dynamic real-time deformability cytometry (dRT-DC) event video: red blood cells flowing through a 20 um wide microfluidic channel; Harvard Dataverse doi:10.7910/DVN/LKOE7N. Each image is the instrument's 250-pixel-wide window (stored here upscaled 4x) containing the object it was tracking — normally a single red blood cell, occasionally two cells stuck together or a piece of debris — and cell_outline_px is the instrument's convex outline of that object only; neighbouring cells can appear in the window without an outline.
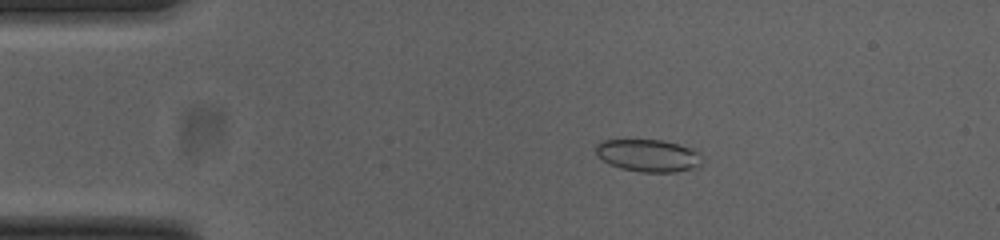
{"species": "common noctule bat (a hibernating species)", "species_latin": "Nyctalus noctula", "temperature_condition": "cold", "stored_images_in_passage": 52, "camera_frame_rate_fps": 3000, "um_per_image_px": 0.085, "animal": {"sex": "female", "body_mass_g": 23.0, "forearm_length_mm": 53.4}, "frame": {"image": 1, "passage_image": 9, "time_ms": 2.667, "image_size_px": [1000, 240], "cell_outline_px": [[696, 168], [676, 172], [640, 172], [620, 168], [608, 164], [596, 156], [596, 144], [604, 140], [664, 140], [688, 148], [696, 152]], "centroid_in_image_um": [54.96, 13.22], "position_along_channel_um": 30.0, "area_um2": 19.59}}
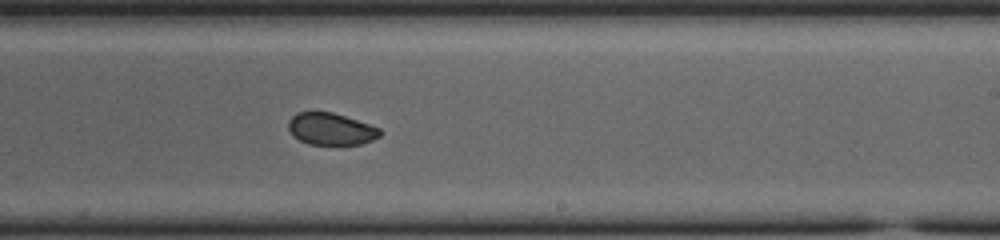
{"frame": {"image": 2, "passage_image": 31, "time_ms": 10.0, "image_size_px": [1000, 240], "cell_outline_px": [[384, 132], [380, 136], [372, 140], [360, 144], [308, 144], [292, 136], [288, 128], [288, 120], [296, 112], [332, 112], [380, 128]], "centroid_in_image_um": [28.11, 10.96], "position_along_channel_um": 260.9, "area_um2": 17.05}}
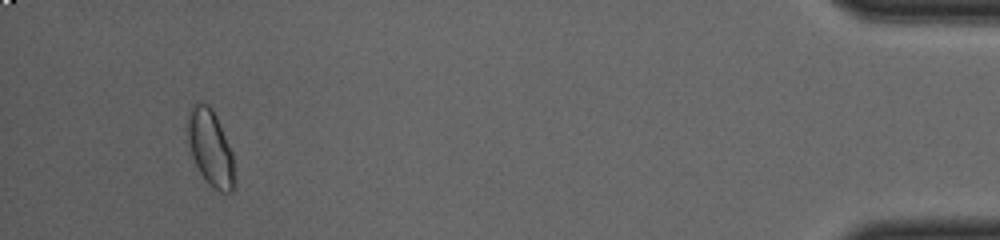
{"frame": {"image": 3, "passage_image": 49, "time_ms": 16.0, "image_size_px": [1000, 240], "cell_outline_px": [[232, 192], [220, 192], [200, 172], [192, 156], [188, 144], [188, 108], [192, 104], [200, 100], [208, 104], [212, 108], [216, 116], [232, 152]], "centroid_in_image_um": [17.83, 12.45], "position_along_channel_um": 417.4, "area_um2": 20.11}, "authors_computed_cell_mechanics": {"area_um2": 18.9873, "velocity_mm_per_s": 3.8405, "shape_relaxation_time_tau1_ms": null, "shape_relaxation_time_tau2_ms": 1.797, "deformation_change_tau1": null, "deformation_change_tau2": 0.0398}}